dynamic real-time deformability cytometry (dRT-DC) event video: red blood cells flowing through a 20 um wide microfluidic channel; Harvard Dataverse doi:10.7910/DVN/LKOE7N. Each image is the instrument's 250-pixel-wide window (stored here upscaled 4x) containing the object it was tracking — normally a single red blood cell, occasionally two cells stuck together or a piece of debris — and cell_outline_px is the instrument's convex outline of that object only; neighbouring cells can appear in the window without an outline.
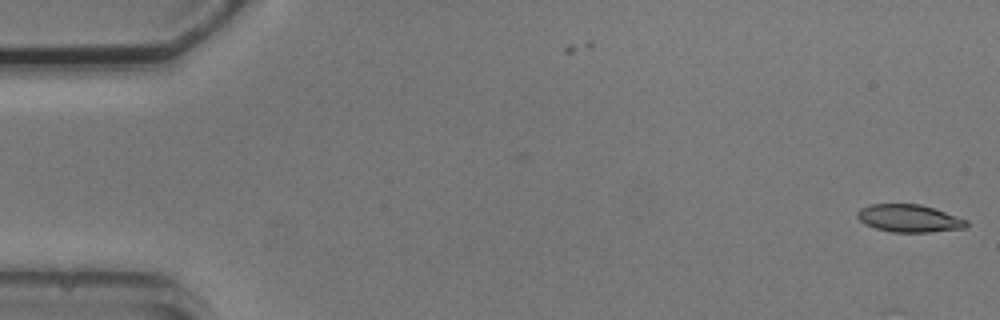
{"species": "common noctule bat (a hibernating species)", "species_latin": "Nyctalus noctula", "temperature_condition": "cold", "stored_images_in_passage": 2, "camera_frame_rate_fps": 3000, "um_per_image_px": 0.085, "animal": {"sex": "male", "body_mass_g": 20.5, "forearm_length_mm": 52.5}, "frame": {"image": 1, "passage_image": 2, "time_ms": 1.0, "image_size_px": [1000, 320], "cell_outline_px": [[968, 228], [928, 232], [892, 232], [876, 228], [864, 224], [856, 216], [856, 212], [860, 208], [872, 204], [920, 204], [968, 220]], "centroid_in_image_um": [77.27, 18.56], "position_along_channel_um": 7.7, "area_um2": 17.51}}